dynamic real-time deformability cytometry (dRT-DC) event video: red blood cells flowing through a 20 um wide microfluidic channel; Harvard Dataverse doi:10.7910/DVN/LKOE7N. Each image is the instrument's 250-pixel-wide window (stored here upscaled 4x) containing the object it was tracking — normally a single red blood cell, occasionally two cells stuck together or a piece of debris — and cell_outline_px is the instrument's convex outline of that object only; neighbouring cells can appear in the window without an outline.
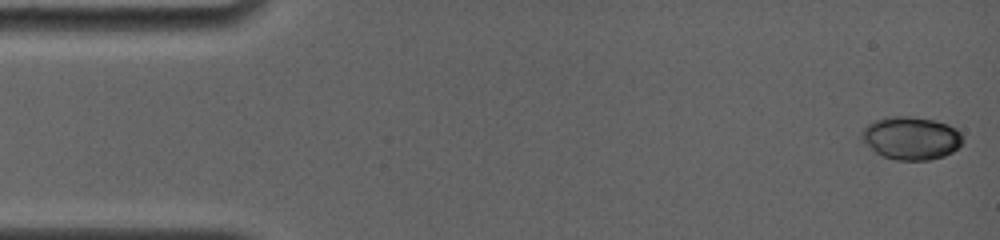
{"species": "common noctule bat (a hibernating species)", "species_latin": "Nyctalus noctula", "temperature_condition": "room temperature", "stored_images_in_passage": 18, "camera_frame_rate_fps": 4000, "um_per_image_px": 0.085, "animal": {"sex": "female", "body_mass_g": 19.0, "forearm_length_mm": 56.7}, "frame": {"image": 1, "passage_image": 1, "time_ms": 0.0, "image_size_px": [1000, 240], "cell_outline_px": [[964, 140], [952, 152], [944, 156], [928, 160], [896, 160], [884, 156], [876, 152], [860, 140], [860, 132], [868, 124], [884, 116], [912, 116], [932, 120], [948, 124], [956, 128], [960, 132]], "centroid_in_image_um": [77.42, 11.73], "position_along_channel_um": 7.6, "area_um2": 25.43}}
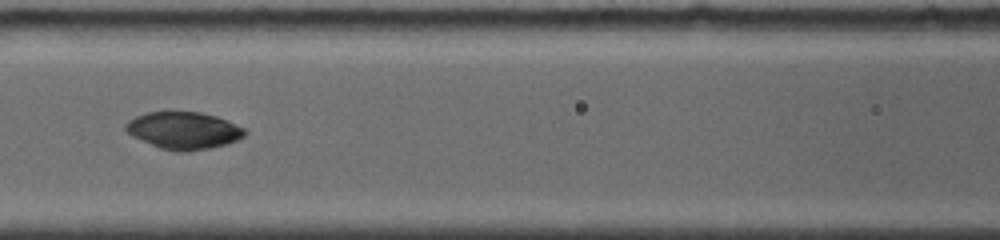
{"frame": {"image": 2, "passage_image": 11, "time_ms": 7.0, "image_size_px": [1000, 240], "cell_outline_px": [[248, 132], [244, 136], [228, 144], [208, 148], [184, 152], [176, 152], [160, 148], [132, 136], [124, 128], [124, 124], [128, 120], [136, 116], [148, 112], [200, 112], [216, 116], [228, 120], [244, 128]], "centroid_in_image_um": [15.62, 11.09], "position_along_channel_um": 151.0, "area_um2": 25.84}}
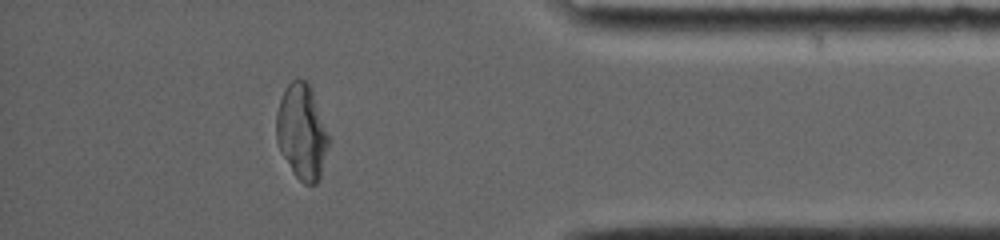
{"frame": {"image": 3, "passage_image": 18, "time_ms": 14.25, "image_size_px": [1000, 240], "cell_outline_px": [[332, 140], [320, 176], [316, 184], [304, 184], [296, 176], [280, 152], [276, 140], [276, 112], [284, 88], [296, 76], [304, 80], [312, 88]], "centroid_in_image_um": [25.68, 11.18], "position_along_channel_um": 409.5, "area_um2": 29.71}, "authors_computed_cell_mechanics": {"area_um2": 25.8366, "velocity_mm_per_s": 3.8055, "shape_relaxation_time_tau1_ms": 5.8757, "shape_relaxation_time_tau2_ms": 3.3277, "deformation_change_tau1": 0.1381, "deformation_change_tau2": 0.0246}}